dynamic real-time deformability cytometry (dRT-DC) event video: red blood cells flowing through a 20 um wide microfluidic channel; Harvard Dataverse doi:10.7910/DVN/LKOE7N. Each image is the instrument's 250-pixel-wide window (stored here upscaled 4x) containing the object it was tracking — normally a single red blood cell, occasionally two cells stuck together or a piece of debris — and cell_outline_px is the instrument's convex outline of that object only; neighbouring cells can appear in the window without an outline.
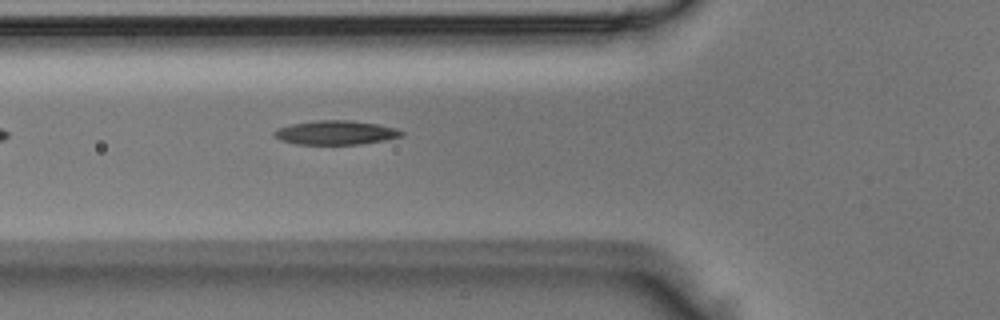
{"species": "Egyptian fruit bat (a non-hibernating species)", "species_latin": "Rousettus aegyptiacus", "temperature_condition": "room temperature", "stored_images_in_passage": 5, "segment_of_instrument_passage": [1, 2], "camera_frame_rate_fps": 3000, "um_per_image_px": 0.085, "animal": {"sex": "male"}, "frame": {"image": 1, "passage_image": 4, "time_ms": 1.0, "image_size_px": [1000, 320], "cell_outline_px": [[404, 132], [400, 136], [384, 140], [360, 144], [296, 144], [280, 140], [272, 132], [276, 128], [292, 124], [316, 120], [348, 120], [376, 124], [396, 128]], "centroid_in_image_um": [28.49, 11.27], "position_along_channel_um": 97.3, "area_um2": 17.69}}